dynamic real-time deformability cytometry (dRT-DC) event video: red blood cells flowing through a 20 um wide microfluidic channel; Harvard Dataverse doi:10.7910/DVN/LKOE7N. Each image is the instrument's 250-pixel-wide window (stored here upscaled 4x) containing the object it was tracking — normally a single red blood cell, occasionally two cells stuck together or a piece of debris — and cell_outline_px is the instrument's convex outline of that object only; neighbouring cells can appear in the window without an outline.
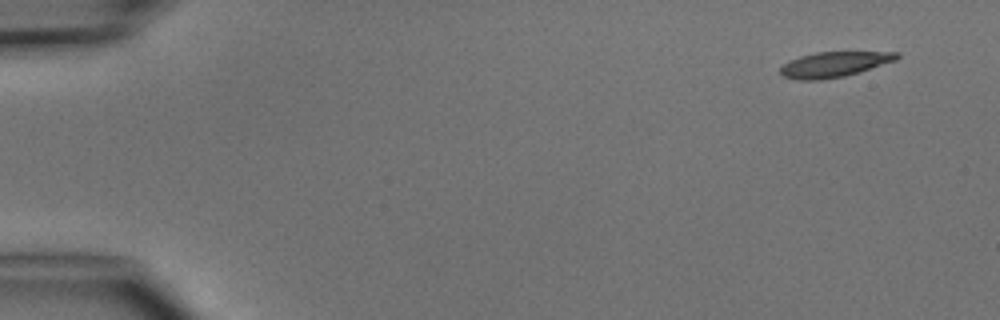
{"species": "common noctule bat (a hibernating species)", "species_latin": "Nyctalus noctula", "temperature_condition": "cold", "stored_images_in_passage": 4, "camera_frame_rate_fps": 3000, "um_per_image_px": 0.085, "animal": {"sex": "male", "body_mass_g": 15.6}, "frame": {"image": 1, "passage_image": 1, "time_ms": 0.0, "image_size_px": [1000, 320], "cell_outline_px": [[900, 56], [896, 60], [860, 72], [844, 76], [820, 80], [796, 80], [780, 76], [780, 68], [788, 60], [800, 56], [816, 52], [900, 52]], "centroid_in_image_um": [70.87, 5.48], "position_along_channel_um": 14.1, "area_um2": 17.28}}
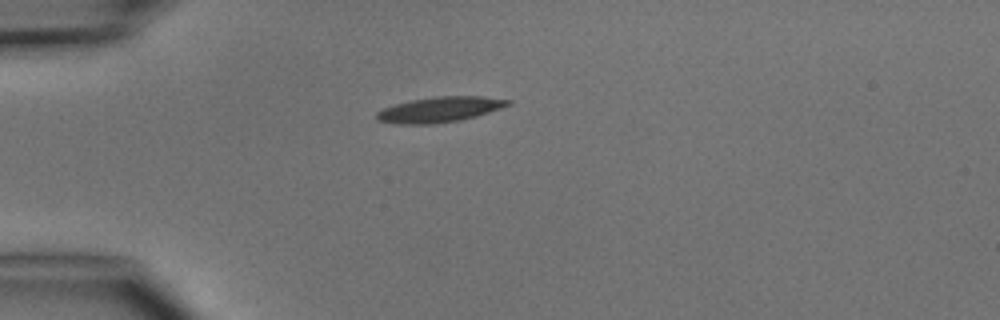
{"frame": {"image": 2, "passage_image": 4, "time_ms": 3.333, "image_size_px": [1000, 320], "cell_outline_px": [[512, 104], [476, 116], [460, 120], [432, 124], [396, 124], [376, 120], [376, 112], [384, 108], [396, 104], [412, 100], [436, 96], [484, 96], [512, 100]], "centroid_in_image_um": [37.38, 9.31], "position_along_channel_um": 47.6, "area_um2": 19.36}}